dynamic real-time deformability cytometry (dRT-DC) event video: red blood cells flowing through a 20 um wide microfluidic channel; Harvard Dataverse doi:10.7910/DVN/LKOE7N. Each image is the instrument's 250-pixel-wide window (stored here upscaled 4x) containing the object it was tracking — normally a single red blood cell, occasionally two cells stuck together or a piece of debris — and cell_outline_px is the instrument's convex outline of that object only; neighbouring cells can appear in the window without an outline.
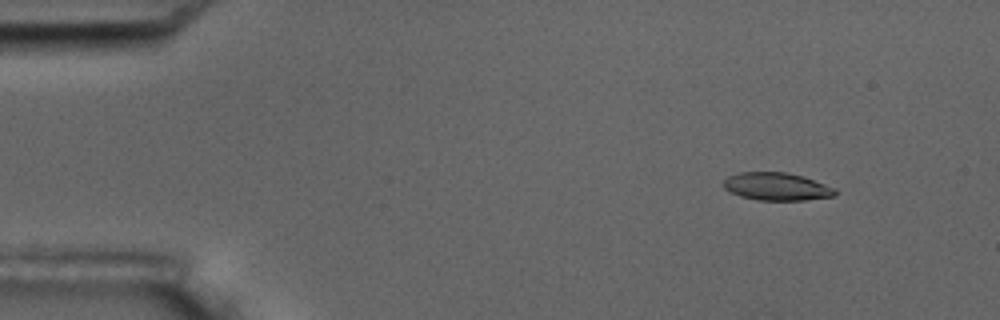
{"species": "common noctule bat (a hibernating species)", "species_latin": "Nyctalus noctula", "temperature_condition": "room temperature", "stored_images_in_passage": 5, "camera_frame_rate_fps": 3000, "um_per_image_px": 0.085, "animal": {"sex": "male", "body_mass_g": 17.5, "forearm_length_mm": 52.3}, "frame": {"image": 1, "passage_image": 2, "time_ms": 1.0, "image_size_px": [1000, 320], "cell_outline_px": [[836, 196], [804, 200], [760, 200], [740, 196], [724, 188], [724, 180], [728, 176], [740, 172], [784, 172], [804, 176], [836, 188]], "centroid_in_image_um": [66.05, 15.85], "position_along_channel_um": 18.9, "area_um2": 18.03}}
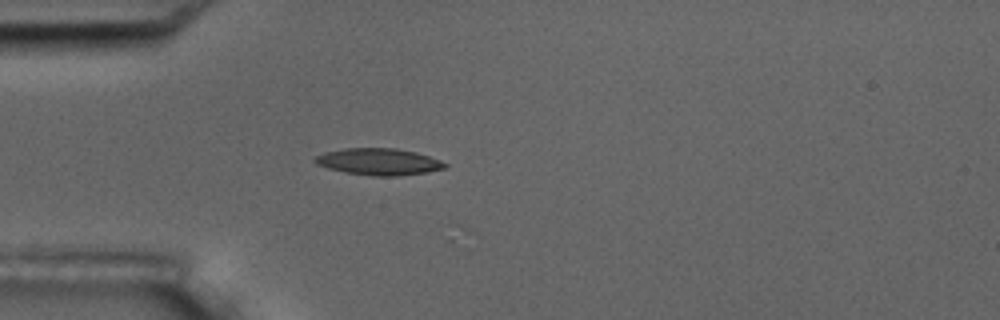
{"frame": {"image": 2, "passage_image": 5, "time_ms": 4.333, "image_size_px": [1000, 320], "cell_outline_px": [[448, 164], [444, 168], [428, 172], [396, 176], [372, 176], [344, 172], [328, 168], [316, 164], [312, 160], [316, 156], [324, 152], [344, 148], [396, 148], [416, 152], [440, 160]], "centroid_in_image_um": [32.17, 13.74], "position_along_channel_um": 52.8, "area_um2": 20.29}}